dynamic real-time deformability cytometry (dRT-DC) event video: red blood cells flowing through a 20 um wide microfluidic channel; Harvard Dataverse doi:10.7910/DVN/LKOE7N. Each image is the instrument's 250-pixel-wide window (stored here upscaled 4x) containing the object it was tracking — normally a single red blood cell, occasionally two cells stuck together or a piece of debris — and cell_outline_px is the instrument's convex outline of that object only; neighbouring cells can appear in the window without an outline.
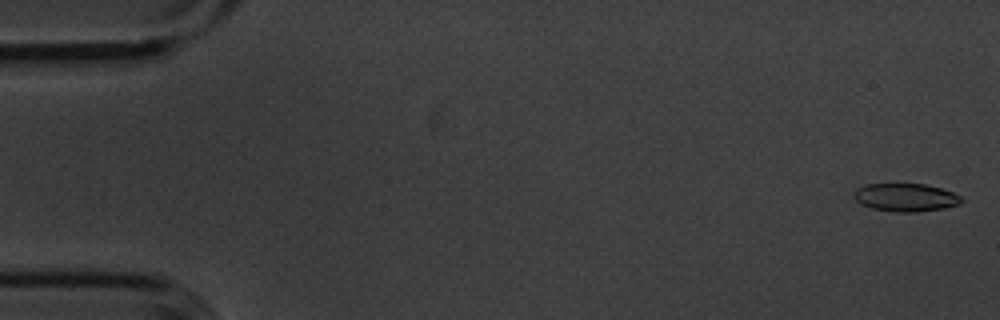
{"species": "common noctule bat (a hibernating species)", "species_latin": "Nyctalus noctula", "temperature_condition": "cold", "stored_images_in_passage": 55, "camera_frame_rate_fps": 3000, "um_per_image_px": 0.085, "animal": {"sex": "male", "body_mass_g": 20.1, "forearm_length_mm": 53.5}, "frame": {"image": 1, "passage_image": 1, "time_ms": 0.0, "image_size_px": [1000, 320], "cell_outline_px": [[964, 200], [960, 204], [944, 208], [916, 212], [896, 212], [872, 208], [860, 204], [852, 196], [852, 192], [856, 188], [868, 184], [924, 184], [940, 188], [952, 192], [960, 196]], "centroid_in_image_um": [76.95, 16.78], "position_along_channel_um": 8.0, "area_um2": 17.63}}
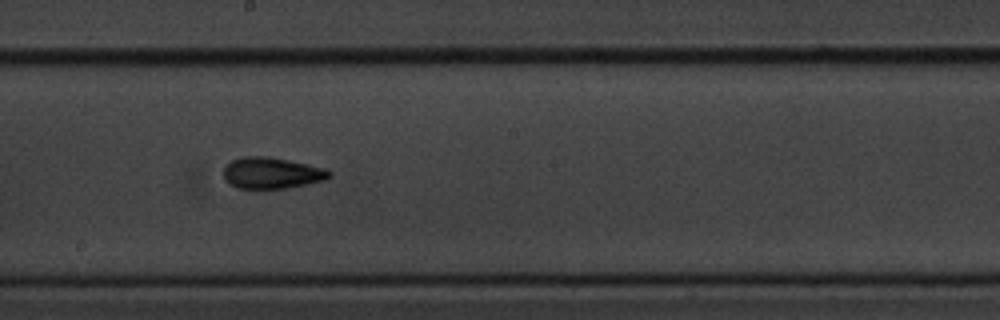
{"frame": {"image": 2, "passage_image": 30, "time_ms": 9.667, "image_size_px": [1000, 320], "cell_outline_px": [[332, 176], [324, 180], [308, 184], [288, 188], [264, 192], [236, 188], [228, 184], [224, 180], [224, 168], [232, 160], [240, 156], [268, 156], [328, 168], [332, 172]], "centroid_in_image_um": [23.08, 14.75], "position_along_channel_um": 225.1, "area_um2": 20.29}}
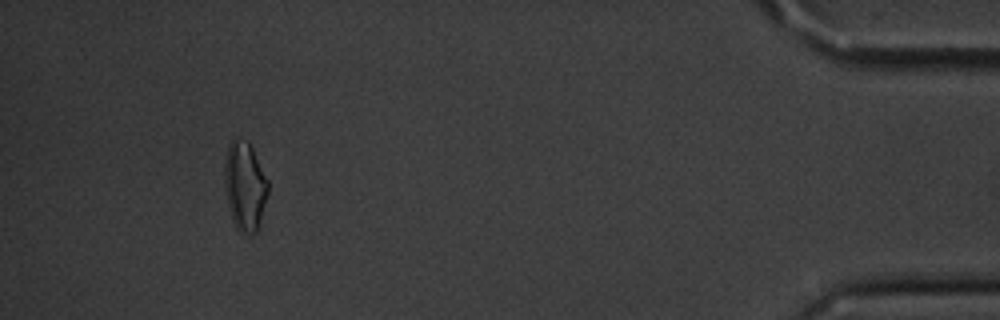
{"frame": {"image": 3, "passage_image": 51, "time_ms": 16.667, "image_size_px": [1000, 320], "cell_outline_px": [[268, 192], [260, 228], [256, 232], [240, 232], [236, 228], [232, 220], [228, 204], [224, 180], [228, 144], [232, 140], [236, 140], [248, 144], [252, 148], [268, 180]], "centroid_in_image_um": [20.84, 15.89], "position_along_channel_um": 414.4, "area_um2": 22.08}, "authors_computed_cell_mechanics": {"area_um2": 18.6116, "velocity_mm_per_s": 3.6194, "shape_relaxation_time_tau1_ms": 3.6689, "shape_relaxation_time_tau2_ms": 2.5653, "deformation_change_tau1": 0.1151, "deformation_change_tau2": 0.0976}}